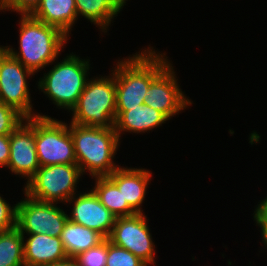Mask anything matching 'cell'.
<instances>
[{"label":"cell","mask_w":267,"mask_h":266,"mask_svg":"<svg viewBox=\"0 0 267 266\" xmlns=\"http://www.w3.org/2000/svg\"><path fill=\"white\" fill-rule=\"evenodd\" d=\"M35 146L40 167L77 164L67 123L50 116L35 117Z\"/></svg>","instance_id":"7"},{"label":"cell","mask_w":267,"mask_h":266,"mask_svg":"<svg viewBox=\"0 0 267 266\" xmlns=\"http://www.w3.org/2000/svg\"><path fill=\"white\" fill-rule=\"evenodd\" d=\"M95 180V187L91 190L116 218L137 214L128 204H123L122 193L107 176L95 177Z\"/></svg>","instance_id":"20"},{"label":"cell","mask_w":267,"mask_h":266,"mask_svg":"<svg viewBox=\"0 0 267 266\" xmlns=\"http://www.w3.org/2000/svg\"><path fill=\"white\" fill-rule=\"evenodd\" d=\"M168 120L162 112L144 103L135 108H130L128 111H116L114 129L120 140L124 131L137 134L145 133L161 126Z\"/></svg>","instance_id":"16"},{"label":"cell","mask_w":267,"mask_h":266,"mask_svg":"<svg viewBox=\"0 0 267 266\" xmlns=\"http://www.w3.org/2000/svg\"><path fill=\"white\" fill-rule=\"evenodd\" d=\"M25 119L16 109L0 102V135H10Z\"/></svg>","instance_id":"24"},{"label":"cell","mask_w":267,"mask_h":266,"mask_svg":"<svg viewBox=\"0 0 267 266\" xmlns=\"http://www.w3.org/2000/svg\"><path fill=\"white\" fill-rule=\"evenodd\" d=\"M60 239L68 258L97 246L105 238L93 229L67 220L61 232Z\"/></svg>","instance_id":"19"},{"label":"cell","mask_w":267,"mask_h":266,"mask_svg":"<svg viewBox=\"0 0 267 266\" xmlns=\"http://www.w3.org/2000/svg\"><path fill=\"white\" fill-rule=\"evenodd\" d=\"M79 266H106L107 262V238L97 246L74 257Z\"/></svg>","instance_id":"23"},{"label":"cell","mask_w":267,"mask_h":266,"mask_svg":"<svg viewBox=\"0 0 267 266\" xmlns=\"http://www.w3.org/2000/svg\"><path fill=\"white\" fill-rule=\"evenodd\" d=\"M139 53V54H138ZM166 53L147 50L118 60L113 72L116 85V111H128L145 103L151 82L170 64Z\"/></svg>","instance_id":"1"},{"label":"cell","mask_w":267,"mask_h":266,"mask_svg":"<svg viewBox=\"0 0 267 266\" xmlns=\"http://www.w3.org/2000/svg\"><path fill=\"white\" fill-rule=\"evenodd\" d=\"M76 196L77 194L73 195L66 202H69V204L73 202L71 215L68 216V220L93 229L104 238H108L116 216L100 202L92 190L83 194L80 192Z\"/></svg>","instance_id":"13"},{"label":"cell","mask_w":267,"mask_h":266,"mask_svg":"<svg viewBox=\"0 0 267 266\" xmlns=\"http://www.w3.org/2000/svg\"><path fill=\"white\" fill-rule=\"evenodd\" d=\"M26 198L17 204L16 228L26 234H46L60 237L68 215L57 203Z\"/></svg>","instance_id":"9"},{"label":"cell","mask_w":267,"mask_h":266,"mask_svg":"<svg viewBox=\"0 0 267 266\" xmlns=\"http://www.w3.org/2000/svg\"><path fill=\"white\" fill-rule=\"evenodd\" d=\"M23 242L17 228L0 232V266H25Z\"/></svg>","instance_id":"21"},{"label":"cell","mask_w":267,"mask_h":266,"mask_svg":"<svg viewBox=\"0 0 267 266\" xmlns=\"http://www.w3.org/2000/svg\"><path fill=\"white\" fill-rule=\"evenodd\" d=\"M23 236L25 266H48L67 259L60 237L46 234H27Z\"/></svg>","instance_id":"15"},{"label":"cell","mask_w":267,"mask_h":266,"mask_svg":"<svg viewBox=\"0 0 267 266\" xmlns=\"http://www.w3.org/2000/svg\"><path fill=\"white\" fill-rule=\"evenodd\" d=\"M147 221V216L143 213L117 217L107 239L112 244L132 252L150 266L155 263L156 250Z\"/></svg>","instance_id":"10"},{"label":"cell","mask_w":267,"mask_h":266,"mask_svg":"<svg viewBox=\"0 0 267 266\" xmlns=\"http://www.w3.org/2000/svg\"><path fill=\"white\" fill-rule=\"evenodd\" d=\"M82 172L77 164H56L40 167L26 182L24 193L43 202H66L76 194Z\"/></svg>","instance_id":"6"},{"label":"cell","mask_w":267,"mask_h":266,"mask_svg":"<svg viewBox=\"0 0 267 266\" xmlns=\"http://www.w3.org/2000/svg\"><path fill=\"white\" fill-rule=\"evenodd\" d=\"M29 15L59 28L68 37L78 19L75 0H40Z\"/></svg>","instance_id":"17"},{"label":"cell","mask_w":267,"mask_h":266,"mask_svg":"<svg viewBox=\"0 0 267 266\" xmlns=\"http://www.w3.org/2000/svg\"><path fill=\"white\" fill-rule=\"evenodd\" d=\"M106 266H148L132 252L112 244L107 239Z\"/></svg>","instance_id":"22"},{"label":"cell","mask_w":267,"mask_h":266,"mask_svg":"<svg viewBox=\"0 0 267 266\" xmlns=\"http://www.w3.org/2000/svg\"><path fill=\"white\" fill-rule=\"evenodd\" d=\"M152 173L144 168L118 167L107 176L120 190L123 204H128L137 214L143 212L141 204L145 195Z\"/></svg>","instance_id":"14"},{"label":"cell","mask_w":267,"mask_h":266,"mask_svg":"<svg viewBox=\"0 0 267 266\" xmlns=\"http://www.w3.org/2000/svg\"><path fill=\"white\" fill-rule=\"evenodd\" d=\"M19 52L10 46L3 48L33 73L39 72L58 59L68 36L59 28L21 15L19 22Z\"/></svg>","instance_id":"2"},{"label":"cell","mask_w":267,"mask_h":266,"mask_svg":"<svg viewBox=\"0 0 267 266\" xmlns=\"http://www.w3.org/2000/svg\"><path fill=\"white\" fill-rule=\"evenodd\" d=\"M33 75L35 74L31 70L13 58L0 45V102L13 107L25 118L46 117L32 110L27 77Z\"/></svg>","instance_id":"8"},{"label":"cell","mask_w":267,"mask_h":266,"mask_svg":"<svg viewBox=\"0 0 267 266\" xmlns=\"http://www.w3.org/2000/svg\"><path fill=\"white\" fill-rule=\"evenodd\" d=\"M7 168L27 181L40 168L35 146V117L26 118L10 134V155Z\"/></svg>","instance_id":"11"},{"label":"cell","mask_w":267,"mask_h":266,"mask_svg":"<svg viewBox=\"0 0 267 266\" xmlns=\"http://www.w3.org/2000/svg\"><path fill=\"white\" fill-rule=\"evenodd\" d=\"M253 215L257 225H267V196L257 205Z\"/></svg>","instance_id":"28"},{"label":"cell","mask_w":267,"mask_h":266,"mask_svg":"<svg viewBox=\"0 0 267 266\" xmlns=\"http://www.w3.org/2000/svg\"><path fill=\"white\" fill-rule=\"evenodd\" d=\"M261 228V239L265 247H267V225H258Z\"/></svg>","instance_id":"30"},{"label":"cell","mask_w":267,"mask_h":266,"mask_svg":"<svg viewBox=\"0 0 267 266\" xmlns=\"http://www.w3.org/2000/svg\"><path fill=\"white\" fill-rule=\"evenodd\" d=\"M170 63L150 84L145 104L162 112L168 119L183 111L191 102L179 88Z\"/></svg>","instance_id":"12"},{"label":"cell","mask_w":267,"mask_h":266,"mask_svg":"<svg viewBox=\"0 0 267 266\" xmlns=\"http://www.w3.org/2000/svg\"><path fill=\"white\" fill-rule=\"evenodd\" d=\"M10 155V135H0V167H7Z\"/></svg>","instance_id":"27"},{"label":"cell","mask_w":267,"mask_h":266,"mask_svg":"<svg viewBox=\"0 0 267 266\" xmlns=\"http://www.w3.org/2000/svg\"><path fill=\"white\" fill-rule=\"evenodd\" d=\"M111 71L109 76L87 80L77 104L71 109L73 117L70 123L102 128L114 127L116 85L115 74Z\"/></svg>","instance_id":"5"},{"label":"cell","mask_w":267,"mask_h":266,"mask_svg":"<svg viewBox=\"0 0 267 266\" xmlns=\"http://www.w3.org/2000/svg\"><path fill=\"white\" fill-rule=\"evenodd\" d=\"M17 204L11 207L0 195V232L16 228Z\"/></svg>","instance_id":"25"},{"label":"cell","mask_w":267,"mask_h":266,"mask_svg":"<svg viewBox=\"0 0 267 266\" xmlns=\"http://www.w3.org/2000/svg\"><path fill=\"white\" fill-rule=\"evenodd\" d=\"M40 0H0V11H14L19 15H29Z\"/></svg>","instance_id":"26"},{"label":"cell","mask_w":267,"mask_h":266,"mask_svg":"<svg viewBox=\"0 0 267 266\" xmlns=\"http://www.w3.org/2000/svg\"><path fill=\"white\" fill-rule=\"evenodd\" d=\"M48 266H79V264L75 261L74 258H67Z\"/></svg>","instance_id":"29"},{"label":"cell","mask_w":267,"mask_h":266,"mask_svg":"<svg viewBox=\"0 0 267 266\" xmlns=\"http://www.w3.org/2000/svg\"><path fill=\"white\" fill-rule=\"evenodd\" d=\"M89 61L80 59L72 52L40 78L39 90L41 89L57 107L68 109L70 112L86 86L90 70Z\"/></svg>","instance_id":"4"},{"label":"cell","mask_w":267,"mask_h":266,"mask_svg":"<svg viewBox=\"0 0 267 266\" xmlns=\"http://www.w3.org/2000/svg\"><path fill=\"white\" fill-rule=\"evenodd\" d=\"M74 143L77 165L82 174L89 172L92 178L109 176L119 165L114 156L120 146V140L114 129L69 124Z\"/></svg>","instance_id":"3"},{"label":"cell","mask_w":267,"mask_h":266,"mask_svg":"<svg viewBox=\"0 0 267 266\" xmlns=\"http://www.w3.org/2000/svg\"><path fill=\"white\" fill-rule=\"evenodd\" d=\"M127 0H75L77 16H84L96 24L102 32H107L114 17L120 13ZM112 19V20H111Z\"/></svg>","instance_id":"18"}]
</instances>
